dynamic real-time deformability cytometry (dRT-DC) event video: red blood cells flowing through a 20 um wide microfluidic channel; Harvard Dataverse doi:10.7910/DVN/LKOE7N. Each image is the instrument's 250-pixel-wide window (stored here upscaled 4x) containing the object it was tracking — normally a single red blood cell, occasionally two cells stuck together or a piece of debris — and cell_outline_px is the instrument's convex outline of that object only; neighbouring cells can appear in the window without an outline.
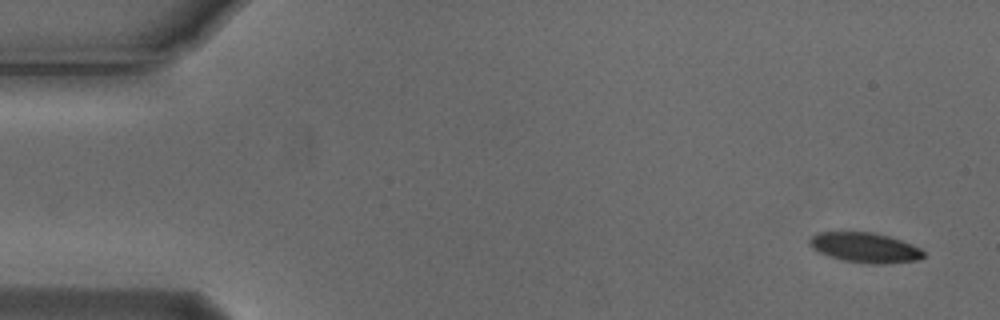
{"species": "Egyptian fruit bat (a non-hibernating species)", "species_latin": "Rousettus aegyptiacus", "temperature_condition": "cold", "stored_images_in_passage": 6, "camera_frame_rate_fps": 3000, "um_per_image_px": 0.085, "animal": {"sex": "male"}, "frame": {"image": 1, "passage_image": 1, "time_ms": 0.0, "image_size_px": [1000, 320], "cell_outline_px": [[924, 256], [920, 260], [884, 264], [872, 264], [844, 260], [828, 256], [812, 248], [808, 244], [808, 240], [816, 232], [872, 232], [888, 236], [912, 244], [920, 248], [924, 252]], "centroid_in_image_um": [73.52, 21.04], "position_along_channel_um": 11.5, "area_um2": 19.94}}
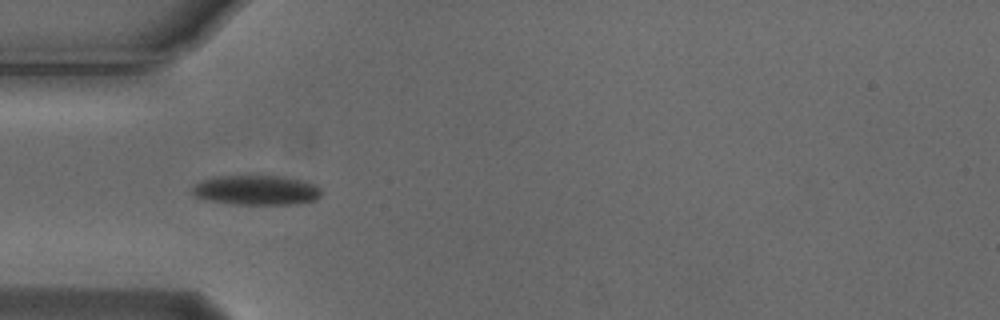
{"frame": {"image": 2, "passage_image": 5, "time_ms": 1.333, "image_size_px": [1000, 320], "cell_outline_px": [[320, 196], [316, 200], [296, 204], [236, 204], [208, 200], [196, 196], [192, 192], [192, 188], [196, 184], [204, 180], [216, 176], [280, 176], [304, 180], [316, 184], [320, 188]], "centroid_in_image_um": [21.84, 16.16], "position_along_channel_um": 63.2, "area_um2": 22.25}}
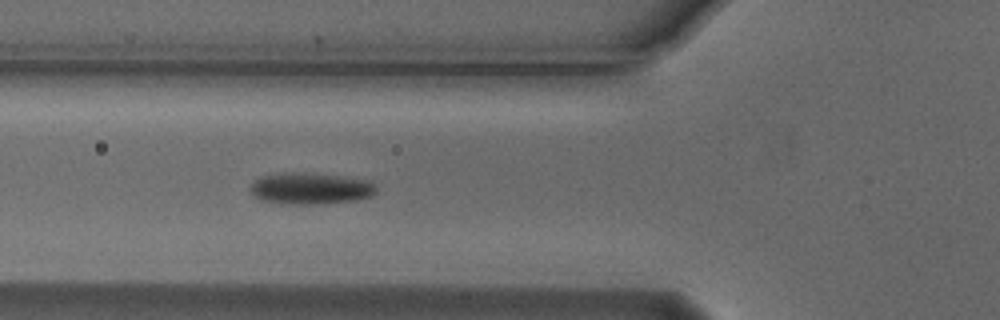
{"frame": {"image": 3, "passage_image": 6, "time_ms": 1.667, "image_size_px": [1000, 320], "cell_outline_px": [[376, 192], [368, 196], [356, 200], [328, 204], [292, 204], [260, 200], [252, 192], [252, 184], [260, 176], [288, 172], [336, 176], [368, 180], [376, 188]], "centroid_in_image_um": [26.39, 16.04], "position_along_channel_um": 99.4, "area_um2": 22.6}}